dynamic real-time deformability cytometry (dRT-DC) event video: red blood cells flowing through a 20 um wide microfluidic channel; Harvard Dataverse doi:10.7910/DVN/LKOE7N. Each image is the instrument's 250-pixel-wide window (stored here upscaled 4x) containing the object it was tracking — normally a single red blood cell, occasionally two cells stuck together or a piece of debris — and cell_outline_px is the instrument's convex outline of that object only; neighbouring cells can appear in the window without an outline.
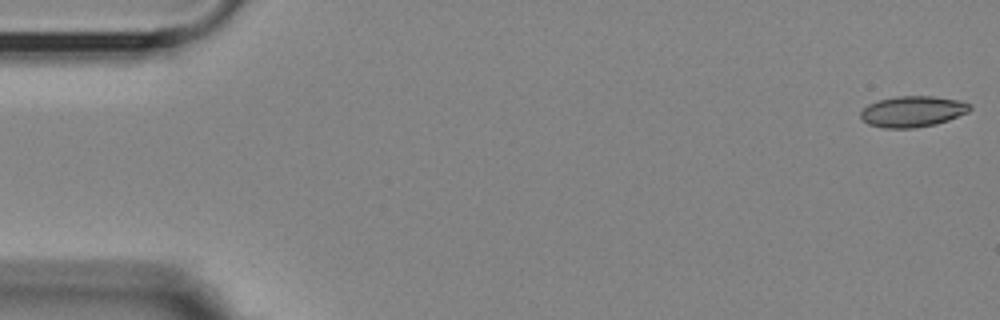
{"species": "Egyptian fruit bat (a non-hibernating species)", "species_latin": "Rousettus aegyptiacus", "temperature_condition": "room temperature", "stored_images_in_passage": 55, "camera_frame_rate_fps": 3000, "um_per_image_px": 0.085, "animal": {"sex": "female"}, "frame": {"image": 1, "passage_image": 1, "time_ms": 0.0, "image_size_px": [1000, 320], "cell_outline_px": [[972, 108], [968, 112], [948, 120], [936, 124], [916, 128], [884, 128], [868, 124], [860, 116], [860, 112], [868, 104], [880, 100], [896, 96], [932, 96], [956, 100], [972, 104]], "centroid_in_image_um": [77.58, 9.48], "position_along_channel_um": 7.4, "area_um2": 19.65}}
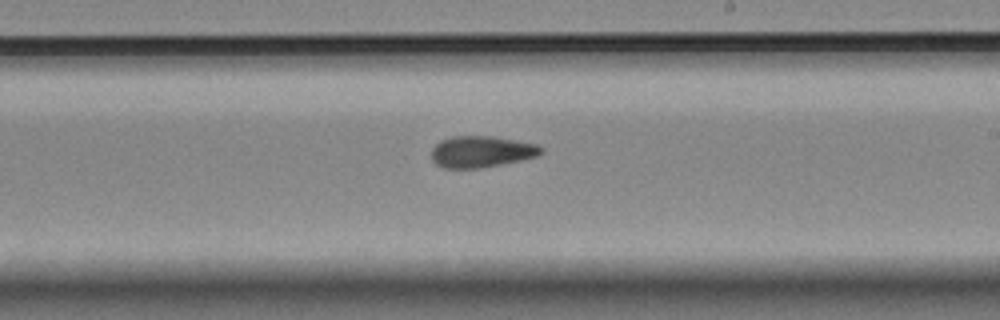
{"frame": {"image": 2, "passage_image": 32, "time_ms": 10.333, "image_size_px": [1000, 320], "cell_outline_px": [[544, 152], [536, 156], [520, 160], [500, 164], [476, 168], [444, 168], [436, 164], [432, 160], [432, 148], [440, 140], [452, 136], [496, 136], [536, 144], [544, 148]], "centroid_in_image_um": [40.91, 12.88], "position_along_channel_um": 248.1, "area_um2": 20.06}}
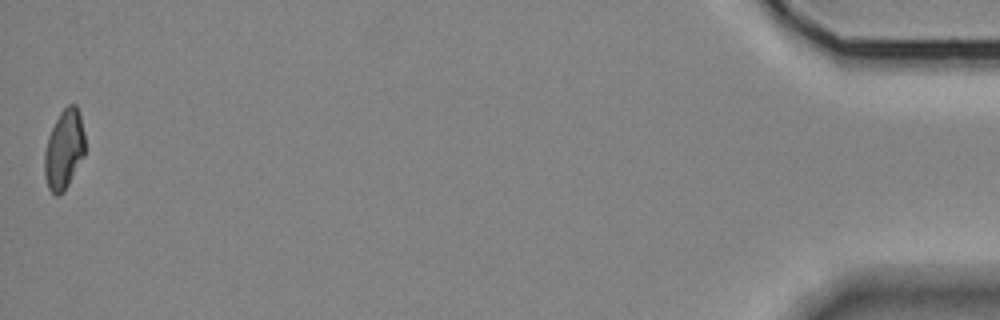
{"frame": {"image": 3, "passage_image": 55, "time_ms": 18.0, "image_size_px": [1000, 320], "cell_outline_px": [[84, 156], [64, 192], [56, 196], [48, 188], [44, 176], [44, 152], [48, 136], [60, 112], [68, 104], [76, 104], [80, 112], [84, 132]], "centroid_in_image_um": [5.44, 12.7], "position_along_channel_um": 429.8, "area_um2": 18.9}, "authors_computed_cell_mechanics": {"area_um2": 19.9988, "velocity_mm_per_s": 3.5909, "shape_relaxation_time_tau1_ms": null, "shape_relaxation_time_tau2_ms": 3.7328, "deformation_change_tau1": null, "deformation_change_tau2": 0.0814}}